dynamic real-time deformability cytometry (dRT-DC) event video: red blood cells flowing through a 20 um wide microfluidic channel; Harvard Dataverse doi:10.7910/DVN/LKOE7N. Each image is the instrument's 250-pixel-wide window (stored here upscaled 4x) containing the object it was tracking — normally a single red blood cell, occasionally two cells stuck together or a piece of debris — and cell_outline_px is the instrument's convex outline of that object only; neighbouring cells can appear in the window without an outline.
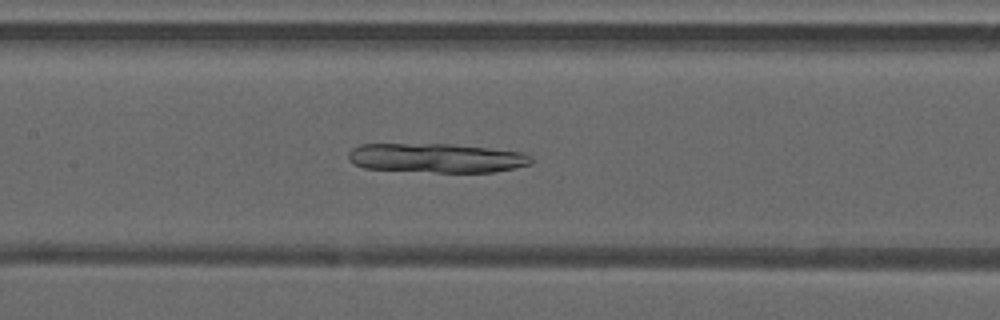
{"species": "common noctule bat (a hibernating species)", "species_latin": "Nyctalus noctula", "temperature_condition": "warm", "stored_images_in_passage": 48, "camera_frame_rate_fps": 3000, "um_per_image_px": 0.085, "animal": {"sex": "male", "forearm_length_mm": 52.5}, "frame": {"image": 1, "passage_image": 23, "time_ms": 7.333, "image_size_px": [1000, 320], "cell_outline_px": [[532, 164], [516, 168], [492, 172], [436, 172], [364, 168], [352, 164], [348, 160], [348, 152], [352, 148], [360, 144], [452, 144], [524, 152], [532, 156]], "centroid_in_image_um": [37.1, 13.43], "position_along_channel_um": 170.3, "area_um2": 31.39}}
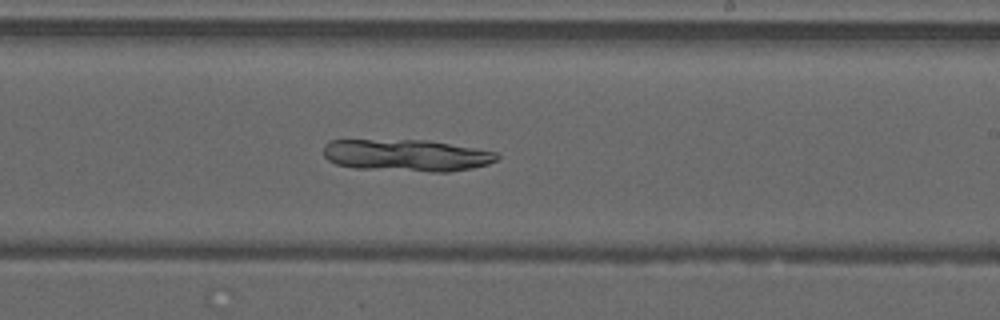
{"frame": {"image": 2, "passage_image": 29, "time_ms": 9.333, "image_size_px": [1000, 320], "cell_outline_px": [[500, 160], [488, 164], [472, 168], [448, 172], [428, 172], [356, 168], [336, 164], [328, 160], [324, 156], [324, 144], [332, 140], [428, 140], [476, 148], [496, 152], [500, 156]], "centroid_in_image_um": [34.59, 13.21], "position_along_channel_um": 254.4, "area_um2": 32.54}}
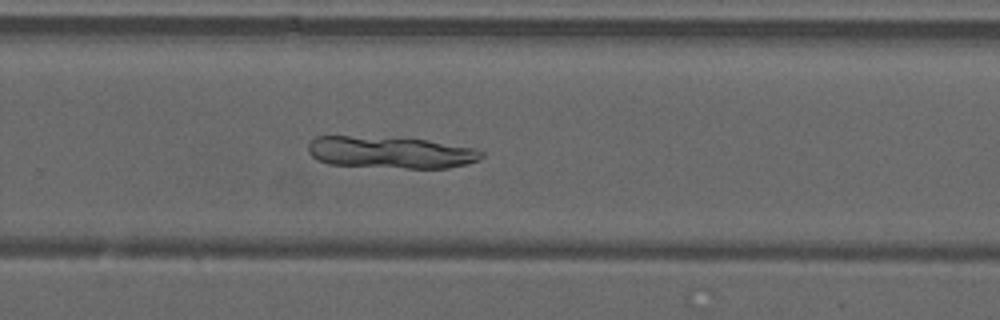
{"frame": {"image": 3, "passage_image": 32, "time_ms": 10.333, "image_size_px": [1000, 320], "cell_outline_px": [[484, 156], [480, 160], [468, 164], [448, 168], [404, 168], [328, 164], [312, 156], [308, 152], [308, 144], [316, 136], [348, 136], [428, 140], [476, 148], [484, 152]], "centroid_in_image_um": [33.26, 12.96], "position_along_channel_um": 296.5, "area_um2": 32.19}}